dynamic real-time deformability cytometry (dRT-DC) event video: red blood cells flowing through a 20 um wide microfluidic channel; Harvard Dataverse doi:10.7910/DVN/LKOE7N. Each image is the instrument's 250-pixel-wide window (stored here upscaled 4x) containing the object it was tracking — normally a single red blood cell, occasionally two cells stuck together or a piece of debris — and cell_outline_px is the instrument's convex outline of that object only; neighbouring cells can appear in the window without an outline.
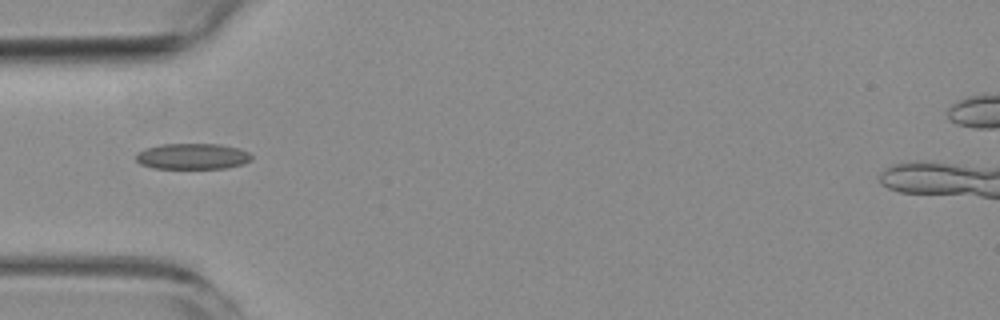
{"species": "common noctule bat (a hibernating species)", "species_latin": "Nyctalus noctula", "temperature_condition": "room temperature", "stored_images_in_passage": 6, "camera_frame_rate_fps": 3000, "um_per_image_px": 0.085, "animal": {"sex": "female", "body_mass_g": 19.3, "forearm_length_mm": 54.1}, "frame": {"image": 1, "passage_image": 5, "time_ms": 4.667, "image_size_px": [1000, 320], "cell_outline_px": [[252, 160], [244, 164], [224, 168], [152, 168], [140, 164], [136, 160], [136, 152], [144, 148], [160, 144], [220, 144], [240, 148], [248, 152], [252, 156]], "centroid_in_image_um": [16.35, 13.28], "position_along_channel_um": 68.6, "area_um2": 17.63}}
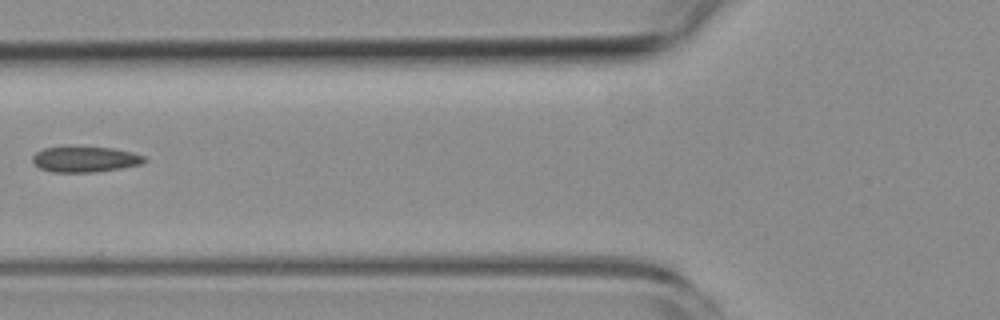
{"frame": {"image": 2, "passage_image": 6, "time_ms": 6.0, "image_size_px": [1000, 320], "cell_outline_px": [[148, 160], [140, 164], [120, 168], [96, 172], [52, 172], [40, 168], [32, 160], [32, 156], [36, 152], [44, 148], [64, 144], [72, 144], [112, 148], [132, 152], [144, 156]], "centroid_in_image_um": [7.19, 13.49], "position_along_channel_um": 118.6, "area_um2": 17.4}}